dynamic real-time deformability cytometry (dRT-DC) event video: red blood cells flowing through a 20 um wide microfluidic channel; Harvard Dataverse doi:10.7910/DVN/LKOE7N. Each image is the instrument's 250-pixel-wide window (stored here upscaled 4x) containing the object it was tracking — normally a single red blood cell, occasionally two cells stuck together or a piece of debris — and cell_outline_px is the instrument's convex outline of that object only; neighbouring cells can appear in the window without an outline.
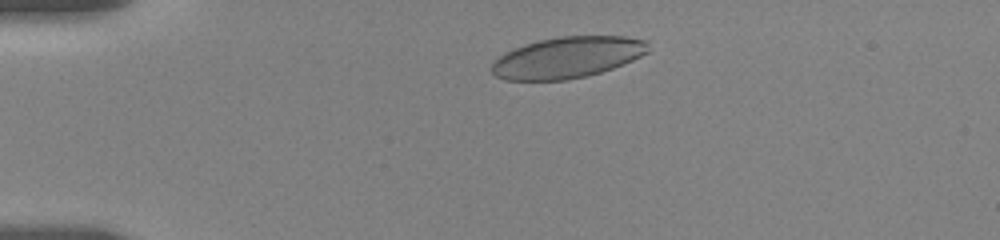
{"species": "human", "species_latin": "Homo sapiens", "temperature_condition": "room temperature", "stored_images_in_passage": 11, "camera_frame_rate_fps": 3000, "um_per_image_px": 0.085, "donor": {"sex": "female"}, "frame": {"image": 1, "passage_image": 3, "time_ms": 1.333, "image_size_px": [1000, 240], "cell_outline_px": [[648, 52], [632, 60], [612, 68], [600, 72], [568, 80], [504, 80], [496, 76], [492, 72], [492, 60], [504, 52], [540, 40], [560, 36], [624, 36], [644, 40], [648, 44]], "centroid_in_image_um": [48.2, 4.89], "position_along_channel_um": 36.8, "area_um2": 37.34}}
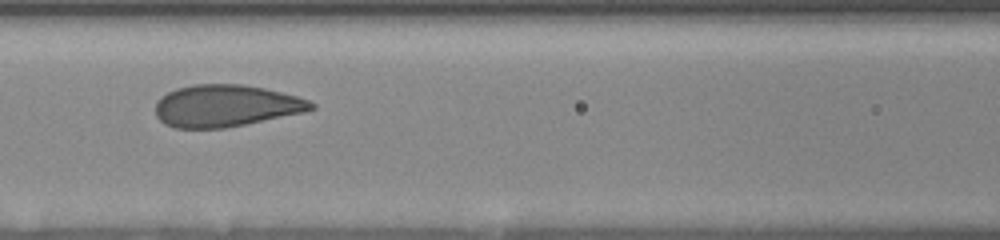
{"frame": {"image": 2, "passage_image": 9, "time_ms": 5.667, "image_size_px": [1000, 240], "cell_outline_px": [[316, 108], [304, 112], [224, 128], [176, 128], [164, 124], [156, 116], [156, 100], [160, 96], [176, 88], [192, 84], [244, 84], [264, 88], [296, 96], [308, 100], [316, 104]], "centroid_in_image_um": [19.16, 8.98], "position_along_channel_um": 147.4, "area_um2": 38.09}}
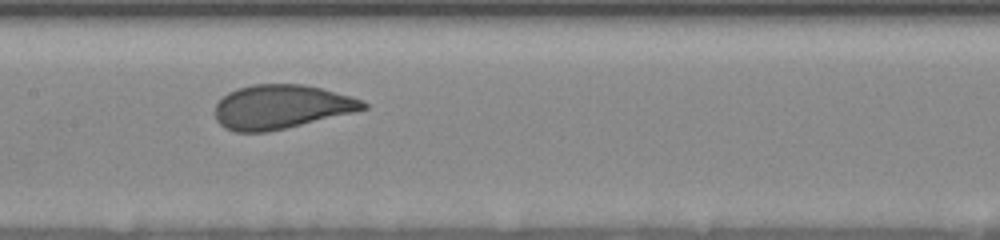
{"frame": {"image": 3, "passage_image": 10, "time_ms": 6.667, "image_size_px": [1000, 240], "cell_outline_px": [[368, 108], [352, 112], [268, 132], [236, 132], [224, 128], [216, 120], [216, 104], [228, 92], [252, 84], [304, 84], [352, 96], [364, 100], [368, 104]], "centroid_in_image_um": [23.9, 9.08], "position_along_channel_um": 183.5, "area_um2": 37.74}}